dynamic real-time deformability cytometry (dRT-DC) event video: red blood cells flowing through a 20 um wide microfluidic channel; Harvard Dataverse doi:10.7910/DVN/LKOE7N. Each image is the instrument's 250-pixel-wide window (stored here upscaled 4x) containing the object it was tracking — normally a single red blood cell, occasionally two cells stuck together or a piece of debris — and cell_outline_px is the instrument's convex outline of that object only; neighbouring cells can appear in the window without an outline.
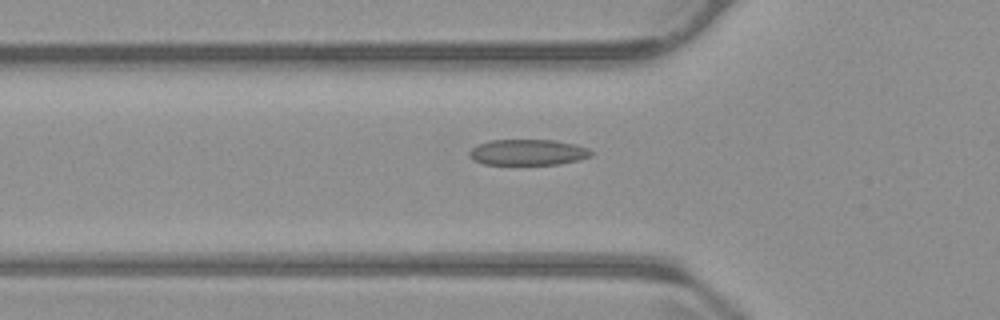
{"species": "common noctule bat (a hibernating species)", "species_latin": "Nyctalus noctula", "temperature_condition": "warm", "stored_images_in_passage": 54, "camera_frame_rate_fps": 3000, "um_per_image_px": 0.085, "animal": {"sex": "male", "body_mass_g": 23.1, "forearm_length_mm": 52.7}, "frame": {"image": 1, "passage_image": 19, "time_ms": 6.0, "image_size_px": [1000, 320], "cell_outline_px": [[596, 152], [592, 156], [580, 160], [560, 164], [484, 164], [472, 160], [468, 156], [468, 152], [472, 148], [488, 140], [556, 140], [576, 144], [588, 148]], "centroid_in_image_um": [44.92, 12.94], "position_along_channel_um": 80.9, "area_um2": 18.61}}
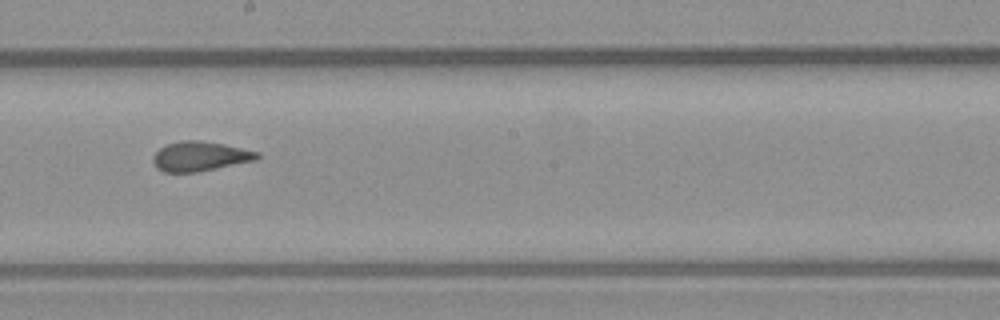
{"frame": {"image": 2, "passage_image": 31, "time_ms": 10.0, "image_size_px": [1000, 320], "cell_outline_px": [[260, 156], [256, 160], [196, 172], [164, 172], [156, 168], [152, 160], [152, 156], [160, 148], [168, 144], [180, 140], [200, 140], [224, 144], [260, 152]], "centroid_in_image_um": [16.99, 13.28], "position_along_channel_um": 231.2, "area_um2": 17.98}}
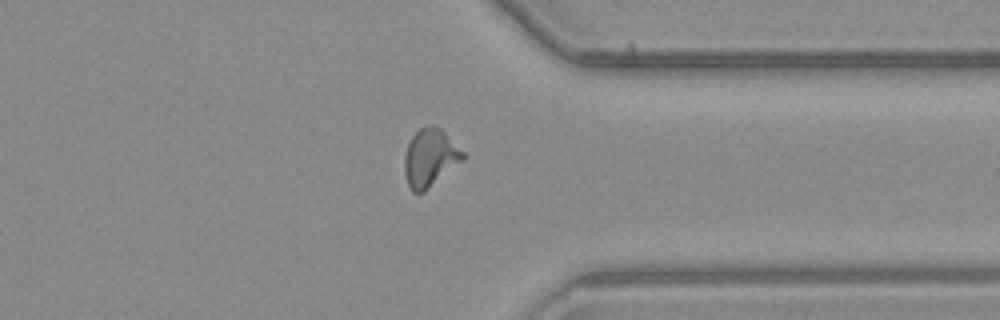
{"frame": {"image": 3, "passage_image": 43, "time_ms": 14.0, "image_size_px": [1000, 320], "cell_outline_px": [[464, 160], [424, 192], [412, 192], [408, 184], [404, 172], [404, 156], [408, 144], [412, 136], [420, 128], [428, 124], [432, 124], [440, 128], [464, 152]], "centroid_in_image_um": [36.55, 13.41], "position_along_channel_um": 374.9, "area_um2": 19.65}}